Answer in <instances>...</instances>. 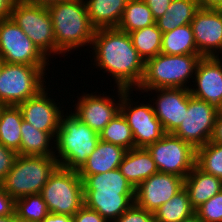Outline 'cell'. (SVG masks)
Instances as JSON below:
<instances>
[{
	"label": "cell",
	"instance_id": "obj_1",
	"mask_svg": "<svg viewBox=\"0 0 222 222\" xmlns=\"http://www.w3.org/2000/svg\"><path fill=\"white\" fill-rule=\"evenodd\" d=\"M91 46L95 68L109 72L117 88L137 90L144 76L145 62L134 48L129 33L117 28L96 29Z\"/></svg>",
	"mask_w": 222,
	"mask_h": 222
},
{
	"label": "cell",
	"instance_id": "obj_2",
	"mask_svg": "<svg viewBox=\"0 0 222 222\" xmlns=\"http://www.w3.org/2000/svg\"><path fill=\"white\" fill-rule=\"evenodd\" d=\"M83 181L84 205L114 222L133 203L135 188L119 168L102 174L80 176Z\"/></svg>",
	"mask_w": 222,
	"mask_h": 222
},
{
	"label": "cell",
	"instance_id": "obj_3",
	"mask_svg": "<svg viewBox=\"0 0 222 222\" xmlns=\"http://www.w3.org/2000/svg\"><path fill=\"white\" fill-rule=\"evenodd\" d=\"M47 9L53 23L56 48L62 54L92 45L96 28L88 17L85 0H67Z\"/></svg>",
	"mask_w": 222,
	"mask_h": 222
},
{
	"label": "cell",
	"instance_id": "obj_4",
	"mask_svg": "<svg viewBox=\"0 0 222 222\" xmlns=\"http://www.w3.org/2000/svg\"><path fill=\"white\" fill-rule=\"evenodd\" d=\"M64 117V118H63ZM66 117V118H65ZM100 141L99 134L73 113L62 114L55 137V158L65 169L79 171Z\"/></svg>",
	"mask_w": 222,
	"mask_h": 222
},
{
	"label": "cell",
	"instance_id": "obj_5",
	"mask_svg": "<svg viewBox=\"0 0 222 222\" xmlns=\"http://www.w3.org/2000/svg\"><path fill=\"white\" fill-rule=\"evenodd\" d=\"M201 58L200 54L156 55L145 62L144 76L137 88L138 91L145 92L158 88L189 89L191 86H186L188 79H193Z\"/></svg>",
	"mask_w": 222,
	"mask_h": 222
},
{
	"label": "cell",
	"instance_id": "obj_6",
	"mask_svg": "<svg viewBox=\"0 0 222 222\" xmlns=\"http://www.w3.org/2000/svg\"><path fill=\"white\" fill-rule=\"evenodd\" d=\"M58 166L55 156L17 155L13 167L0 183V187L15 200L40 194L49 176Z\"/></svg>",
	"mask_w": 222,
	"mask_h": 222
},
{
	"label": "cell",
	"instance_id": "obj_7",
	"mask_svg": "<svg viewBox=\"0 0 222 222\" xmlns=\"http://www.w3.org/2000/svg\"><path fill=\"white\" fill-rule=\"evenodd\" d=\"M50 213L73 216L84 205L83 181L78 171L58 166L40 193Z\"/></svg>",
	"mask_w": 222,
	"mask_h": 222
},
{
	"label": "cell",
	"instance_id": "obj_8",
	"mask_svg": "<svg viewBox=\"0 0 222 222\" xmlns=\"http://www.w3.org/2000/svg\"><path fill=\"white\" fill-rule=\"evenodd\" d=\"M45 71L37 66L4 62L0 74V104L17 106L37 96L46 87Z\"/></svg>",
	"mask_w": 222,
	"mask_h": 222
},
{
	"label": "cell",
	"instance_id": "obj_9",
	"mask_svg": "<svg viewBox=\"0 0 222 222\" xmlns=\"http://www.w3.org/2000/svg\"><path fill=\"white\" fill-rule=\"evenodd\" d=\"M11 18L47 58L51 53L62 54L56 48L53 23L47 8L17 0Z\"/></svg>",
	"mask_w": 222,
	"mask_h": 222
},
{
	"label": "cell",
	"instance_id": "obj_10",
	"mask_svg": "<svg viewBox=\"0 0 222 222\" xmlns=\"http://www.w3.org/2000/svg\"><path fill=\"white\" fill-rule=\"evenodd\" d=\"M151 153L158 172L185 177L196 166V149L181 138L166 133L160 140L150 144Z\"/></svg>",
	"mask_w": 222,
	"mask_h": 222
},
{
	"label": "cell",
	"instance_id": "obj_11",
	"mask_svg": "<svg viewBox=\"0 0 222 222\" xmlns=\"http://www.w3.org/2000/svg\"><path fill=\"white\" fill-rule=\"evenodd\" d=\"M0 58L5 63L46 69L47 58L12 18L0 21Z\"/></svg>",
	"mask_w": 222,
	"mask_h": 222
},
{
	"label": "cell",
	"instance_id": "obj_12",
	"mask_svg": "<svg viewBox=\"0 0 222 222\" xmlns=\"http://www.w3.org/2000/svg\"><path fill=\"white\" fill-rule=\"evenodd\" d=\"M133 90L134 88L132 90L123 89L120 112L132 130L134 148H147L150 144L160 140L166 133L154 113L152 104L140 103V105L134 104L135 106H133L131 102L134 101L129 96Z\"/></svg>",
	"mask_w": 222,
	"mask_h": 222
},
{
	"label": "cell",
	"instance_id": "obj_13",
	"mask_svg": "<svg viewBox=\"0 0 222 222\" xmlns=\"http://www.w3.org/2000/svg\"><path fill=\"white\" fill-rule=\"evenodd\" d=\"M218 112L215 106L190 95L183 122L172 134L197 149L210 141Z\"/></svg>",
	"mask_w": 222,
	"mask_h": 222
},
{
	"label": "cell",
	"instance_id": "obj_14",
	"mask_svg": "<svg viewBox=\"0 0 222 222\" xmlns=\"http://www.w3.org/2000/svg\"><path fill=\"white\" fill-rule=\"evenodd\" d=\"M184 188V179L180 176L157 172L135 188L134 203L154 213Z\"/></svg>",
	"mask_w": 222,
	"mask_h": 222
},
{
	"label": "cell",
	"instance_id": "obj_15",
	"mask_svg": "<svg viewBox=\"0 0 222 222\" xmlns=\"http://www.w3.org/2000/svg\"><path fill=\"white\" fill-rule=\"evenodd\" d=\"M190 25L200 55L218 57L222 51V9L199 8Z\"/></svg>",
	"mask_w": 222,
	"mask_h": 222
},
{
	"label": "cell",
	"instance_id": "obj_16",
	"mask_svg": "<svg viewBox=\"0 0 222 222\" xmlns=\"http://www.w3.org/2000/svg\"><path fill=\"white\" fill-rule=\"evenodd\" d=\"M118 89V103L109 95L102 96L83 94L78 98L79 101L74 105L75 113L73 114L82 122L87 124L92 130L100 134L103 128L120 112L121 97L123 88ZM114 100V101H113Z\"/></svg>",
	"mask_w": 222,
	"mask_h": 222
},
{
	"label": "cell",
	"instance_id": "obj_17",
	"mask_svg": "<svg viewBox=\"0 0 222 222\" xmlns=\"http://www.w3.org/2000/svg\"><path fill=\"white\" fill-rule=\"evenodd\" d=\"M194 80L197 87L189 88L191 96L222 110V57H202Z\"/></svg>",
	"mask_w": 222,
	"mask_h": 222
},
{
	"label": "cell",
	"instance_id": "obj_18",
	"mask_svg": "<svg viewBox=\"0 0 222 222\" xmlns=\"http://www.w3.org/2000/svg\"><path fill=\"white\" fill-rule=\"evenodd\" d=\"M156 91L157 98L153 105L154 113L162 124L165 133H173L183 122L188 110L189 89L158 88L146 90Z\"/></svg>",
	"mask_w": 222,
	"mask_h": 222
},
{
	"label": "cell",
	"instance_id": "obj_19",
	"mask_svg": "<svg viewBox=\"0 0 222 222\" xmlns=\"http://www.w3.org/2000/svg\"><path fill=\"white\" fill-rule=\"evenodd\" d=\"M43 89L37 96L29 98L18 104L23 120L31 126L47 133H57L60 126V118L64 113L60 105L51 99Z\"/></svg>",
	"mask_w": 222,
	"mask_h": 222
},
{
	"label": "cell",
	"instance_id": "obj_20",
	"mask_svg": "<svg viewBox=\"0 0 222 222\" xmlns=\"http://www.w3.org/2000/svg\"><path fill=\"white\" fill-rule=\"evenodd\" d=\"M119 169L134 188L158 172L147 148H132L126 151Z\"/></svg>",
	"mask_w": 222,
	"mask_h": 222
},
{
	"label": "cell",
	"instance_id": "obj_21",
	"mask_svg": "<svg viewBox=\"0 0 222 222\" xmlns=\"http://www.w3.org/2000/svg\"><path fill=\"white\" fill-rule=\"evenodd\" d=\"M126 151L121 146L100 140L86 163L78 171L79 176L102 174L119 168Z\"/></svg>",
	"mask_w": 222,
	"mask_h": 222
},
{
	"label": "cell",
	"instance_id": "obj_22",
	"mask_svg": "<svg viewBox=\"0 0 222 222\" xmlns=\"http://www.w3.org/2000/svg\"><path fill=\"white\" fill-rule=\"evenodd\" d=\"M184 188L189 194L192 207L196 210L222 190V179L204 173L195 166L185 177Z\"/></svg>",
	"mask_w": 222,
	"mask_h": 222
},
{
	"label": "cell",
	"instance_id": "obj_23",
	"mask_svg": "<svg viewBox=\"0 0 222 222\" xmlns=\"http://www.w3.org/2000/svg\"><path fill=\"white\" fill-rule=\"evenodd\" d=\"M128 0H85L88 17L96 28H117Z\"/></svg>",
	"mask_w": 222,
	"mask_h": 222
},
{
	"label": "cell",
	"instance_id": "obj_24",
	"mask_svg": "<svg viewBox=\"0 0 222 222\" xmlns=\"http://www.w3.org/2000/svg\"><path fill=\"white\" fill-rule=\"evenodd\" d=\"M56 134L38 130L23 120L21 124L20 151L17 154L25 156H55V151H53L55 147L51 146L50 141H55Z\"/></svg>",
	"mask_w": 222,
	"mask_h": 222
},
{
	"label": "cell",
	"instance_id": "obj_25",
	"mask_svg": "<svg viewBox=\"0 0 222 222\" xmlns=\"http://www.w3.org/2000/svg\"><path fill=\"white\" fill-rule=\"evenodd\" d=\"M199 9L197 0H172L166 12L155 20L156 26L166 33L176 27L190 24Z\"/></svg>",
	"mask_w": 222,
	"mask_h": 222
},
{
	"label": "cell",
	"instance_id": "obj_26",
	"mask_svg": "<svg viewBox=\"0 0 222 222\" xmlns=\"http://www.w3.org/2000/svg\"><path fill=\"white\" fill-rule=\"evenodd\" d=\"M22 121L18 106L0 108V143L16 153L20 151Z\"/></svg>",
	"mask_w": 222,
	"mask_h": 222
},
{
	"label": "cell",
	"instance_id": "obj_27",
	"mask_svg": "<svg viewBox=\"0 0 222 222\" xmlns=\"http://www.w3.org/2000/svg\"><path fill=\"white\" fill-rule=\"evenodd\" d=\"M161 53L169 55L200 54L190 24L162 34Z\"/></svg>",
	"mask_w": 222,
	"mask_h": 222
},
{
	"label": "cell",
	"instance_id": "obj_28",
	"mask_svg": "<svg viewBox=\"0 0 222 222\" xmlns=\"http://www.w3.org/2000/svg\"><path fill=\"white\" fill-rule=\"evenodd\" d=\"M195 213L185 188L154 212L155 222H180Z\"/></svg>",
	"mask_w": 222,
	"mask_h": 222
},
{
	"label": "cell",
	"instance_id": "obj_29",
	"mask_svg": "<svg viewBox=\"0 0 222 222\" xmlns=\"http://www.w3.org/2000/svg\"><path fill=\"white\" fill-rule=\"evenodd\" d=\"M153 24L155 19L143 0H128L117 29L130 33Z\"/></svg>",
	"mask_w": 222,
	"mask_h": 222
},
{
	"label": "cell",
	"instance_id": "obj_30",
	"mask_svg": "<svg viewBox=\"0 0 222 222\" xmlns=\"http://www.w3.org/2000/svg\"><path fill=\"white\" fill-rule=\"evenodd\" d=\"M162 34L156 24L129 33L134 48L144 62L161 53Z\"/></svg>",
	"mask_w": 222,
	"mask_h": 222
},
{
	"label": "cell",
	"instance_id": "obj_31",
	"mask_svg": "<svg viewBox=\"0 0 222 222\" xmlns=\"http://www.w3.org/2000/svg\"><path fill=\"white\" fill-rule=\"evenodd\" d=\"M100 140L118 145L127 151L134 148V137L126 119L119 112L100 132Z\"/></svg>",
	"mask_w": 222,
	"mask_h": 222
},
{
	"label": "cell",
	"instance_id": "obj_32",
	"mask_svg": "<svg viewBox=\"0 0 222 222\" xmlns=\"http://www.w3.org/2000/svg\"><path fill=\"white\" fill-rule=\"evenodd\" d=\"M49 213L41 194H32L15 200L17 222H41Z\"/></svg>",
	"mask_w": 222,
	"mask_h": 222
},
{
	"label": "cell",
	"instance_id": "obj_33",
	"mask_svg": "<svg viewBox=\"0 0 222 222\" xmlns=\"http://www.w3.org/2000/svg\"><path fill=\"white\" fill-rule=\"evenodd\" d=\"M196 166L204 173L222 179V145L209 141L197 148Z\"/></svg>",
	"mask_w": 222,
	"mask_h": 222
},
{
	"label": "cell",
	"instance_id": "obj_34",
	"mask_svg": "<svg viewBox=\"0 0 222 222\" xmlns=\"http://www.w3.org/2000/svg\"><path fill=\"white\" fill-rule=\"evenodd\" d=\"M195 213L202 222H222V190L199 206Z\"/></svg>",
	"mask_w": 222,
	"mask_h": 222
},
{
	"label": "cell",
	"instance_id": "obj_35",
	"mask_svg": "<svg viewBox=\"0 0 222 222\" xmlns=\"http://www.w3.org/2000/svg\"><path fill=\"white\" fill-rule=\"evenodd\" d=\"M114 222H155L154 213L149 212L133 203Z\"/></svg>",
	"mask_w": 222,
	"mask_h": 222
},
{
	"label": "cell",
	"instance_id": "obj_36",
	"mask_svg": "<svg viewBox=\"0 0 222 222\" xmlns=\"http://www.w3.org/2000/svg\"><path fill=\"white\" fill-rule=\"evenodd\" d=\"M17 155L15 151L0 143V183L13 167Z\"/></svg>",
	"mask_w": 222,
	"mask_h": 222
},
{
	"label": "cell",
	"instance_id": "obj_37",
	"mask_svg": "<svg viewBox=\"0 0 222 222\" xmlns=\"http://www.w3.org/2000/svg\"><path fill=\"white\" fill-rule=\"evenodd\" d=\"M72 222H108L97 211L83 205L73 216Z\"/></svg>",
	"mask_w": 222,
	"mask_h": 222
},
{
	"label": "cell",
	"instance_id": "obj_38",
	"mask_svg": "<svg viewBox=\"0 0 222 222\" xmlns=\"http://www.w3.org/2000/svg\"><path fill=\"white\" fill-rule=\"evenodd\" d=\"M15 216V199L0 187V217Z\"/></svg>",
	"mask_w": 222,
	"mask_h": 222
},
{
	"label": "cell",
	"instance_id": "obj_39",
	"mask_svg": "<svg viewBox=\"0 0 222 222\" xmlns=\"http://www.w3.org/2000/svg\"><path fill=\"white\" fill-rule=\"evenodd\" d=\"M152 12L154 19L160 18L170 6L172 0H143Z\"/></svg>",
	"mask_w": 222,
	"mask_h": 222
},
{
	"label": "cell",
	"instance_id": "obj_40",
	"mask_svg": "<svg viewBox=\"0 0 222 222\" xmlns=\"http://www.w3.org/2000/svg\"><path fill=\"white\" fill-rule=\"evenodd\" d=\"M210 142L222 145V110H219L215 118Z\"/></svg>",
	"mask_w": 222,
	"mask_h": 222
},
{
	"label": "cell",
	"instance_id": "obj_41",
	"mask_svg": "<svg viewBox=\"0 0 222 222\" xmlns=\"http://www.w3.org/2000/svg\"><path fill=\"white\" fill-rule=\"evenodd\" d=\"M17 0H0V21L11 18Z\"/></svg>",
	"mask_w": 222,
	"mask_h": 222
},
{
	"label": "cell",
	"instance_id": "obj_42",
	"mask_svg": "<svg viewBox=\"0 0 222 222\" xmlns=\"http://www.w3.org/2000/svg\"><path fill=\"white\" fill-rule=\"evenodd\" d=\"M18 1L26 4L37 5L48 8L52 5L65 2L67 0H18Z\"/></svg>",
	"mask_w": 222,
	"mask_h": 222
},
{
	"label": "cell",
	"instance_id": "obj_43",
	"mask_svg": "<svg viewBox=\"0 0 222 222\" xmlns=\"http://www.w3.org/2000/svg\"><path fill=\"white\" fill-rule=\"evenodd\" d=\"M41 222H72V216L49 213Z\"/></svg>",
	"mask_w": 222,
	"mask_h": 222
},
{
	"label": "cell",
	"instance_id": "obj_44",
	"mask_svg": "<svg viewBox=\"0 0 222 222\" xmlns=\"http://www.w3.org/2000/svg\"><path fill=\"white\" fill-rule=\"evenodd\" d=\"M199 8L222 9V0H197Z\"/></svg>",
	"mask_w": 222,
	"mask_h": 222
},
{
	"label": "cell",
	"instance_id": "obj_45",
	"mask_svg": "<svg viewBox=\"0 0 222 222\" xmlns=\"http://www.w3.org/2000/svg\"><path fill=\"white\" fill-rule=\"evenodd\" d=\"M180 222H202V220L198 217V215L196 213H194L190 217L185 218V219L181 220Z\"/></svg>",
	"mask_w": 222,
	"mask_h": 222
},
{
	"label": "cell",
	"instance_id": "obj_46",
	"mask_svg": "<svg viewBox=\"0 0 222 222\" xmlns=\"http://www.w3.org/2000/svg\"><path fill=\"white\" fill-rule=\"evenodd\" d=\"M0 222H17L15 216H2Z\"/></svg>",
	"mask_w": 222,
	"mask_h": 222
},
{
	"label": "cell",
	"instance_id": "obj_47",
	"mask_svg": "<svg viewBox=\"0 0 222 222\" xmlns=\"http://www.w3.org/2000/svg\"><path fill=\"white\" fill-rule=\"evenodd\" d=\"M3 65H4V61L0 58V74H1V71H2Z\"/></svg>",
	"mask_w": 222,
	"mask_h": 222
}]
</instances>
